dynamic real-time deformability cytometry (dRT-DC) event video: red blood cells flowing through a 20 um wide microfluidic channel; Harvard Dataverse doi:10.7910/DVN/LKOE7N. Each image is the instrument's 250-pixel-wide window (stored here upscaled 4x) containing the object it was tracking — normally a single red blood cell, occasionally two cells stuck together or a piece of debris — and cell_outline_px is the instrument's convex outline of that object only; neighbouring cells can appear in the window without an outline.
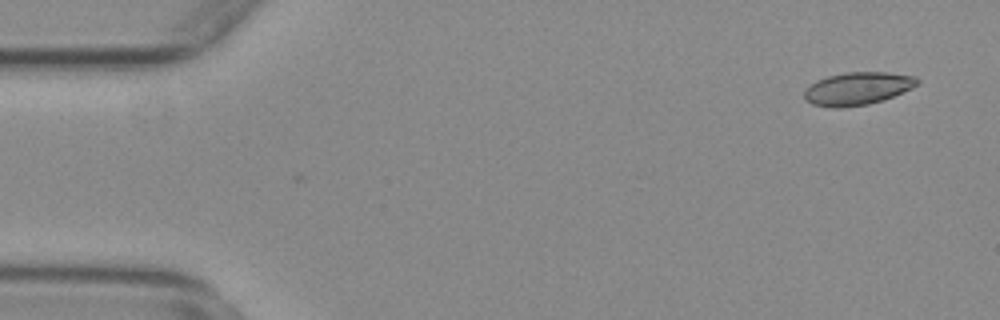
{"species": "common noctule bat (a hibernating species)", "species_latin": "Nyctalus noctula", "temperature_condition": "warm", "stored_images_in_passage": 3, "camera_frame_rate_fps": 3000, "um_per_image_px": 0.085, "animal": {"sex": "female", "body_mass_g": 29.2, "forearm_length_mm": 56.3}, "frame": {"image": 1, "passage_image": 3, "time_ms": 0.667, "image_size_px": [1000, 320], "cell_outline_px": [[920, 84], [912, 88], [884, 100], [868, 104], [840, 108], [832, 108], [812, 104], [804, 100], [804, 88], [816, 80], [828, 76], [844, 72], [888, 72], [916, 76], [920, 80]], "centroid_in_image_um": [72.89, 7.52], "position_along_channel_um": 12.1, "area_um2": 21.96}}